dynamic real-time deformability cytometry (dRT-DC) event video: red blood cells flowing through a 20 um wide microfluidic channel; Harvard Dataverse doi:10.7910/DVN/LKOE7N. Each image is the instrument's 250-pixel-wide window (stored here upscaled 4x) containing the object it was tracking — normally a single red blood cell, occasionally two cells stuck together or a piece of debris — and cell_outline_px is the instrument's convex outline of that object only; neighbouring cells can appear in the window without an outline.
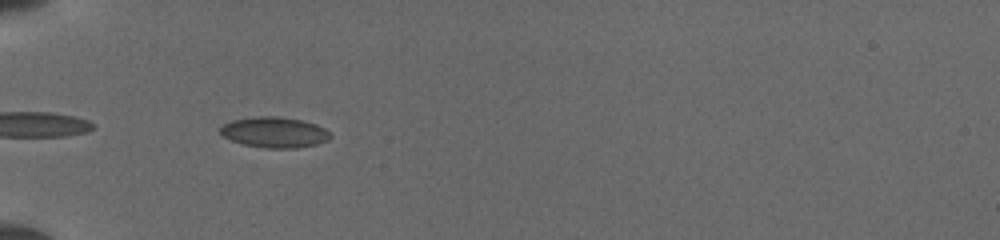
{"species": "common noctule bat (a hibernating species)", "species_latin": "Nyctalus noctula", "temperature_condition": "cold", "stored_images_in_passage": 8, "camera_frame_rate_fps": 3000, "um_per_image_px": 0.085, "animal": {"sex": "female", "body_mass_g": 19.5, "forearm_length_mm": 54.1}, "frame": {"image": 1, "passage_image": 2, "time_ms": 0.333, "image_size_px": [1000, 240], "cell_outline_px": [[332, 136], [328, 140], [316, 144], [296, 148], [264, 148], [244, 144], [232, 140], [224, 136], [220, 132], [220, 128], [224, 124], [232, 120], [256, 116], [276, 116], [300, 120], [316, 124], [324, 128]], "centroid_in_image_um": [23.33, 11.24], "position_along_channel_um": 61.7, "area_um2": 19.48}}
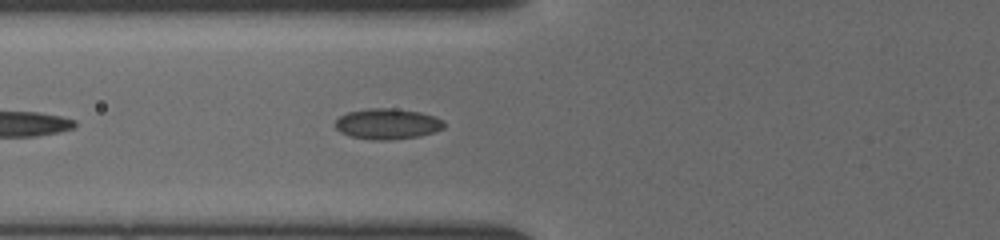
{"frame": {"image": 2, "passage_image": 5, "time_ms": 1.333, "image_size_px": [1000, 240], "cell_outline_px": [[444, 128], [436, 132], [420, 136], [388, 140], [372, 140], [348, 136], [340, 132], [332, 124], [340, 116], [348, 112], [368, 108], [396, 108], [420, 112], [444, 120]], "centroid_in_image_um": [32.91, 10.53], "position_along_channel_um": 92.9, "area_um2": 19.71}}